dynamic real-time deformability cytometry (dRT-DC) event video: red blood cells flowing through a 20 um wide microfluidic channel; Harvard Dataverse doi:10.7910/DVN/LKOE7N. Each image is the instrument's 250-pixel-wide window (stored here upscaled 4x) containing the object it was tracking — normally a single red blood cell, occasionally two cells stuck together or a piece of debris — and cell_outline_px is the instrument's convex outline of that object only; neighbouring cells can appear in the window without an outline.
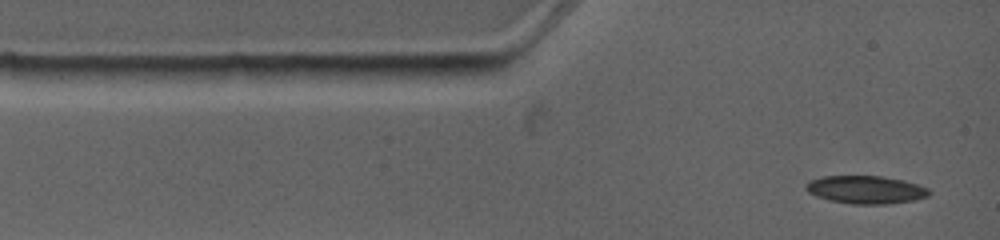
{"species": "common noctule bat (a hibernating species)", "species_latin": "Nyctalus noctula", "temperature_condition": "warm", "stored_images_in_passage": 7, "camera_frame_rate_fps": 4500, "um_per_image_px": 0.085, "animal": {"sex": "female", "body_mass_g": 19.0, "forearm_length_mm": 53.3}, "frame": {"image": 1, "passage_image": 1, "time_ms": 0.0, "image_size_px": [1000, 240], "cell_outline_px": [[932, 192], [928, 196], [912, 200], [884, 204], [852, 204], [828, 200], [816, 196], [808, 192], [804, 188], [804, 184], [808, 180], [824, 176], [880, 176], [904, 180], [928, 188]], "centroid_in_image_um": [73.54, 16.12], "position_along_channel_um": 11.5, "area_um2": 20.11}}
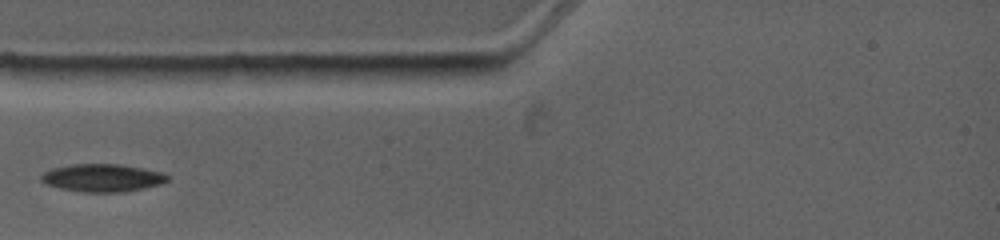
{"frame": {"image": 2, "passage_image": 4, "time_ms": 2.444, "image_size_px": [1000, 240], "cell_outline_px": [[168, 180], [160, 184], [144, 188], [124, 192], [84, 192], [60, 188], [48, 184], [40, 180], [40, 176], [44, 172], [52, 168], [72, 164], [120, 164], [144, 168], [160, 172], [168, 176]], "centroid_in_image_um": [8.7, 15.11], "position_along_channel_um": 76.3, "area_um2": 20.35}}
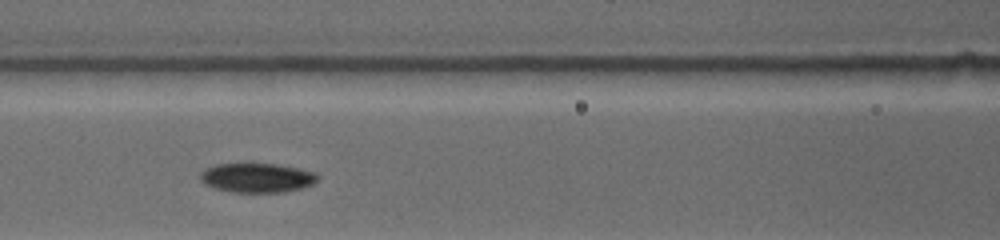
{"frame": {"image": 3, "passage_image": 6, "time_ms": 4.222, "image_size_px": [1000, 240], "cell_outline_px": [[320, 176], [312, 184], [300, 188], [284, 192], [232, 192], [212, 188], [204, 184], [200, 180], [200, 172], [216, 164], [276, 164], [300, 168], [316, 172]], "centroid_in_image_um": [21.84, 15.11], "position_along_channel_um": 144.8, "area_um2": 20.11}}